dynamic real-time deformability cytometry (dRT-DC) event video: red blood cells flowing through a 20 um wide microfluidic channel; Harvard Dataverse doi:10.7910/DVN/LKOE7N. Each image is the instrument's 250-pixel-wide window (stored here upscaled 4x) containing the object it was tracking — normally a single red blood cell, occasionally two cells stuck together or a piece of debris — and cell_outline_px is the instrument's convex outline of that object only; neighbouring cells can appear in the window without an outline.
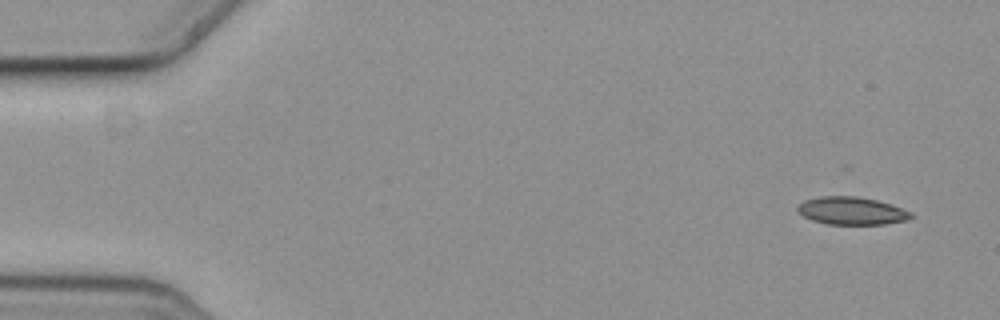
{"species": "common noctule bat (a hibernating species)", "species_latin": "Nyctalus noctula", "temperature_condition": "cold", "stored_images_in_passage": 4, "camera_frame_rate_fps": 3000, "um_per_image_px": 0.085, "animal": {"sex": "female", "body_mass_g": 19.3, "forearm_length_mm": 54.1}, "frame": {"image": 1, "passage_image": 1, "time_ms": 0.0, "image_size_px": [1000, 320], "cell_outline_px": [[912, 216], [908, 220], [884, 224], [828, 224], [812, 220], [804, 216], [796, 208], [804, 200], [820, 196], [856, 196], [876, 200], [892, 204], [912, 212]], "centroid_in_image_um": [72.41, 17.91], "position_along_channel_um": 12.6, "area_um2": 18.26}}